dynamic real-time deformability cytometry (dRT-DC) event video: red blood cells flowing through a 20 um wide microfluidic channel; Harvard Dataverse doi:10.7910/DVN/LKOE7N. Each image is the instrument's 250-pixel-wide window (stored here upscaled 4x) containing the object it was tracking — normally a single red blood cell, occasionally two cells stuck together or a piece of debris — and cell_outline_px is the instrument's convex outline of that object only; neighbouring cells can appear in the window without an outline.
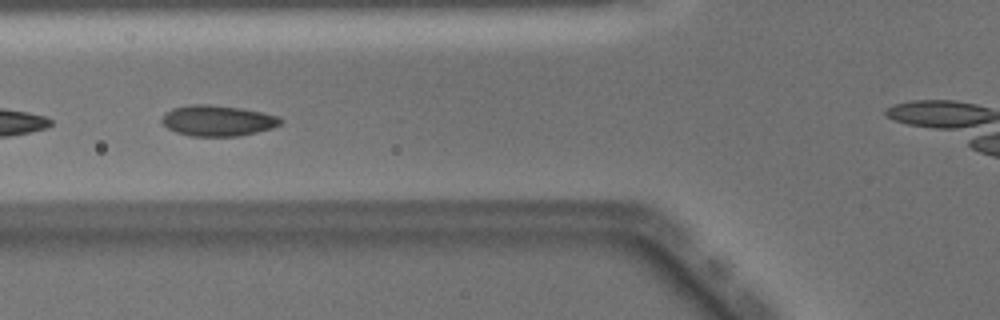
{"species": "Egyptian fruit bat (a non-hibernating species)", "species_latin": "Rousettus aegyptiacus", "temperature_condition": "warm", "stored_images_in_passage": 20, "camera_frame_rate_fps": 3000, "um_per_image_px": 0.085, "animal": {"sex": "male"}, "frame": {"image": 1, "passage_image": 9, "time_ms": 2.667, "image_size_px": [1000, 320], "cell_outline_px": [[284, 120], [280, 124], [272, 128], [256, 132], [236, 136], [188, 136], [176, 132], [168, 128], [160, 120], [164, 112], [172, 108], [188, 104], [212, 104], [240, 108], [280, 116]], "centroid_in_image_um": [18.47, 10.24], "position_along_channel_um": 107.3, "area_um2": 21.44}}
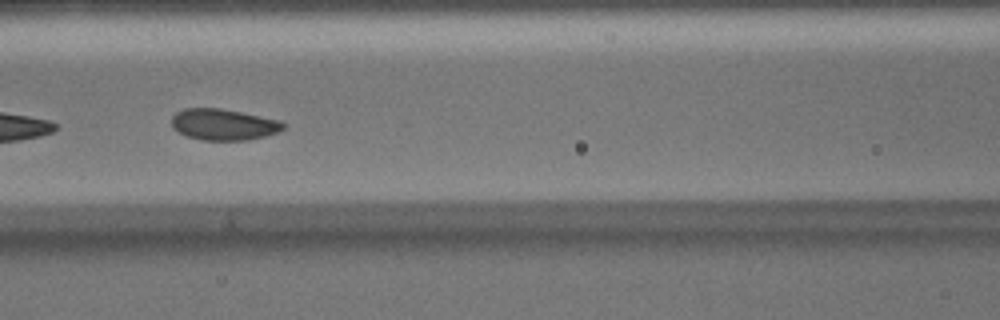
{"frame": {"image": 2, "passage_image": 12, "time_ms": 3.667, "image_size_px": [1000, 320], "cell_outline_px": [[284, 128], [276, 132], [264, 136], [248, 140], [200, 140], [188, 136], [172, 128], [172, 116], [176, 112], [184, 108], [220, 108], [280, 120], [284, 124]], "centroid_in_image_um": [18.97, 10.58], "position_along_channel_um": 147.6, "area_um2": 20.17}}